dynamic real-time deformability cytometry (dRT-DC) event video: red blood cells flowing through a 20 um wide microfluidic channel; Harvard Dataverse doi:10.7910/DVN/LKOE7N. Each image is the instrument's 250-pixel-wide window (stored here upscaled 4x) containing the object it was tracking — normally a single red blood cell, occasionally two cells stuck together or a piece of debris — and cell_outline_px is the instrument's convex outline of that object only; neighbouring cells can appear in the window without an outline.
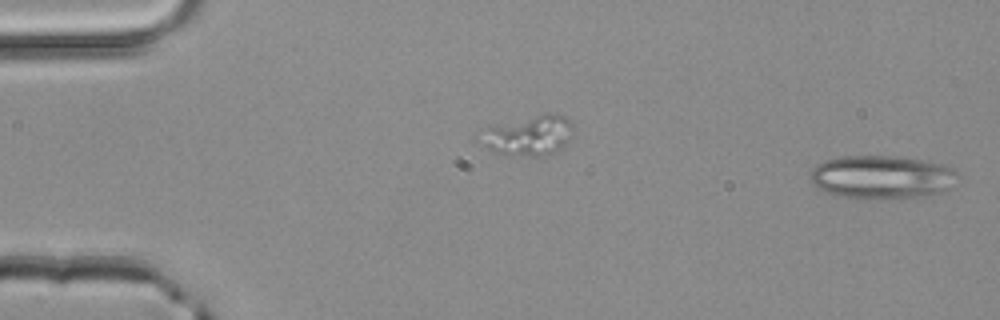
{"species": "common noctule bat (a hibernating species)", "species_latin": "Nyctalus noctula", "temperature_condition": "room temperature", "stored_images_in_passage": 3, "segment_of_instrument_passage": [2, 2], "camera_frame_rate_fps": 3000, "um_per_image_px": 0.085, "animal": {"sex": "male", "body_mass_g": 20.4}, "frame": {"image": 1, "passage_image": 3, "time_ms": 0.667, "image_size_px": [1000, 320], "cell_outline_px": [[956, 172], [952, 188], [944, 192], [924, 196], [900, 200], [856, 200], [836, 196], [824, 192], [816, 188], [812, 184], [812, 168], [816, 164], [824, 160], [840, 156], [900, 156], [924, 160], [952, 168]], "centroid_in_image_um": [74.91, 15.1], "position_along_channel_um": 10.1, "area_um2": 38.38}}